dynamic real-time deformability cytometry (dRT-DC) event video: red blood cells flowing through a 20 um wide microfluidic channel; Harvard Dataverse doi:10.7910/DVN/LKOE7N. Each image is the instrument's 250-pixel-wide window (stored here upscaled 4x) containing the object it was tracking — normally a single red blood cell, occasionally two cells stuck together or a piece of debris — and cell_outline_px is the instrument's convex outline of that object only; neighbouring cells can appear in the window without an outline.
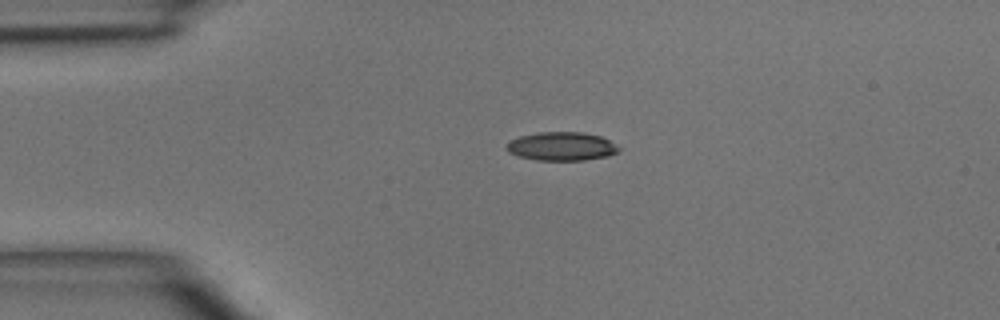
{"species": "common noctule bat (a hibernating species)", "species_latin": "Nyctalus noctula", "temperature_condition": "room temperature", "stored_images_in_passage": 1, "camera_frame_rate_fps": 3000, "um_per_image_px": 0.085, "animal": {"sex": "male", "body_mass_g": 15.6}, "frame": {"image": 1, "passage_image": 1, "time_ms": 0.0, "image_size_px": [1000, 320], "cell_outline_px": [[624, 148], [620, 152], [608, 156], [584, 160], [536, 160], [516, 156], [508, 152], [504, 148], [508, 140], [520, 136], [536, 132], [584, 132], [600, 136]], "centroid_in_image_um": [47.73, 12.44], "position_along_channel_um": 37.3, "area_um2": 19.13}}